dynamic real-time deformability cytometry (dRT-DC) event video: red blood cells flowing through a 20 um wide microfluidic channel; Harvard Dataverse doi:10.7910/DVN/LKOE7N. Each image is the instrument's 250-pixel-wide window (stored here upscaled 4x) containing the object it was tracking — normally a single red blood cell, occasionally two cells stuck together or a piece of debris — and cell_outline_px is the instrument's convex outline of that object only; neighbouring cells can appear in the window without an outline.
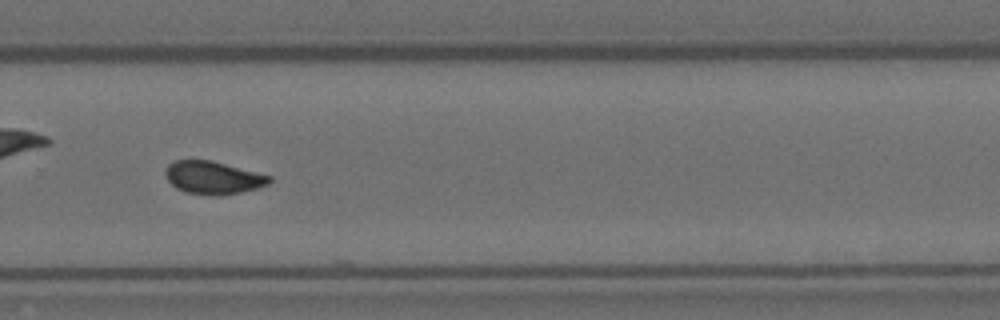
{"species": "Egyptian fruit bat (a non-hibernating species)", "species_latin": "Rousettus aegyptiacus", "temperature_condition": "room temperature", "stored_images_in_passage": 42, "camera_frame_rate_fps": 3000, "um_per_image_px": 0.085, "animal": {"sex": "female"}, "frame": {"image": 1, "passage_image": 30, "time_ms": 9.667, "image_size_px": [1000, 320], "cell_outline_px": [[272, 180], [268, 184], [260, 188], [224, 196], [212, 196], [188, 192], [176, 188], [164, 176], [164, 172], [168, 164], [176, 160], [212, 160], [272, 176]], "centroid_in_image_um": [18.14, 15.11], "position_along_channel_um": 311.7, "area_um2": 20.17}, "authors_computed_cell_mechanics": {"area_um2": 20.2589, "velocity_mm_per_s": 3.5713, "shape_relaxation_time_tau1_ms": null, "shape_relaxation_time_tau2_ms": 1.8097, "deformation_change_tau1": null, "deformation_change_tau2": 0.0653}}